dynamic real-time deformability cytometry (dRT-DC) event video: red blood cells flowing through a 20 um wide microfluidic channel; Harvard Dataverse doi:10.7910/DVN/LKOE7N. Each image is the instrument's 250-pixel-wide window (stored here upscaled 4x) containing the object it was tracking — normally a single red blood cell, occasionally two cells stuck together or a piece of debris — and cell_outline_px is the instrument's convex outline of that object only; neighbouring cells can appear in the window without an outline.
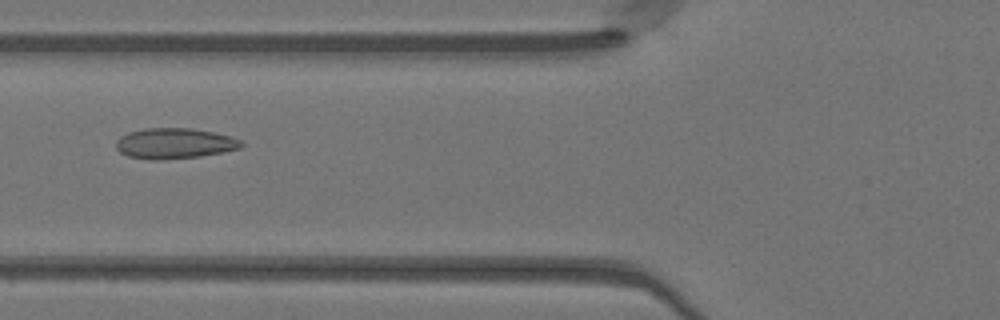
{"species": "Egyptian fruit bat (a non-hibernating species)", "species_latin": "Rousettus aegyptiacus", "temperature_condition": "warm", "stored_images_in_passage": 49, "camera_frame_rate_fps": 3000, "um_per_image_px": 0.085, "animal": {"sex": "female"}, "frame": {"image": 1, "passage_image": 19, "time_ms": 6.0, "image_size_px": [1000, 320], "cell_outline_px": [[244, 144], [240, 148], [200, 156], [160, 160], [156, 160], [128, 156], [120, 152], [116, 148], [116, 140], [120, 136], [128, 132], [144, 128], [192, 128], [232, 136], [240, 140]], "centroid_in_image_um": [14.81, 12.18], "position_along_channel_um": 111.0, "area_um2": 22.25}}
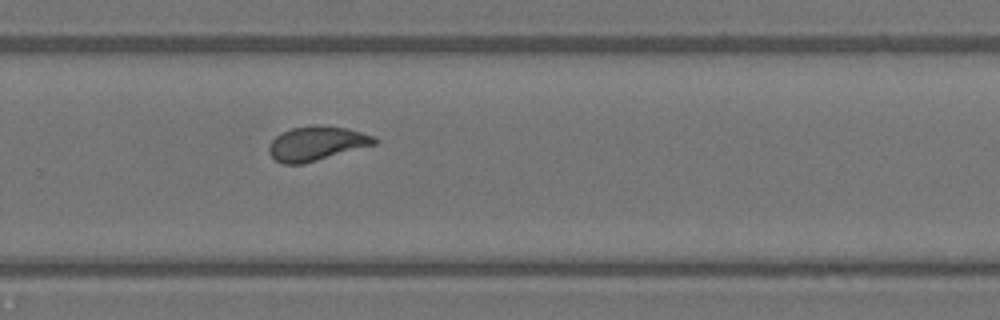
{"frame": {"image": 2, "passage_image": 33, "time_ms": 10.667, "image_size_px": [1000, 320], "cell_outline_px": [[376, 144], [304, 164], [284, 164], [276, 160], [268, 152], [268, 144], [280, 132], [292, 128], [316, 124], [348, 128], [372, 136], [376, 140]], "centroid_in_image_um": [26.87, 12.19], "position_along_channel_um": 302.9, "area_um2": 21.1}}
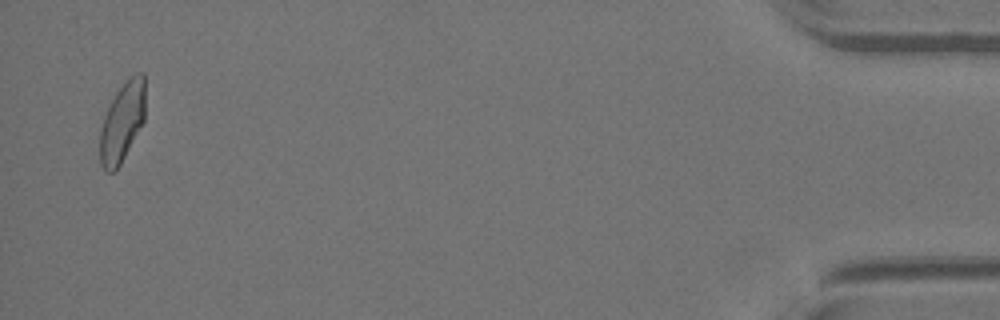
{"frame": {"image": 3, "passage_image": 48, "time_ms": 15.667, "image_size_px": [1000, 320], "cell_outline_px": [[144, 120], [116, 172], [104, 172], [100, 164], [100, 128], [104, 116], [116, 92], [128, 76], [136, 72], [144, 72]], "centroid_in_image_um": [10.37, 10.38], "position_along_channel_um": 424.8, "area_um2": 21.04}, "authors_computed_cell_mechanics": {"area_um2": 21.4438, "velocity_mm_per_s": 4.1233, "shape_relaxation_time_tau1_ms": null, "shape_relaxation_time_tau2_ms": 0.9125, "deformation_change_tau1": null, "deformation_change_tau2": 0.0638}}